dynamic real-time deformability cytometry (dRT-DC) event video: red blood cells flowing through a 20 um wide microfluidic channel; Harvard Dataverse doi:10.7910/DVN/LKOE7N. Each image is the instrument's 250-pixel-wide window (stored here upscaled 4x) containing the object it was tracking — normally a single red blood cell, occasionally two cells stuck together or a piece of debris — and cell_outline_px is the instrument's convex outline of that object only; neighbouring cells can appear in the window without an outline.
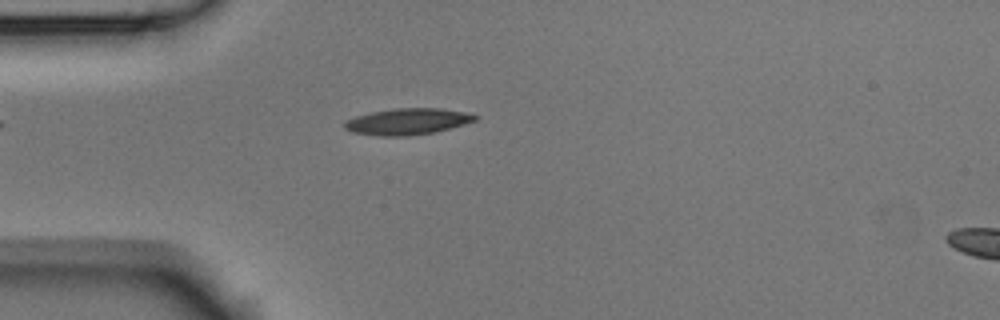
{"species": "Egyptian fruit bat (a non-hibernating species)", "species_latin": "Rousettus aegyptiacus", "temperature_condition": "room temperature", "stored_images_in_passage": 2, "segment_of_instrument_passage": [1, 2], "camera_frame_rate_fps": 3000, "um_per_image_px": 0.085, "animal": {"sex": "male"}, "frame": {"image": 1, "passage_image": 1, "time_ms": 0.0, "image_size_px": [1000, 320], "cell_outline_px": [[480, 116], [476, 120], [464, 124], [436, 132], [408, 136], [380, 136], [352, 132], [344, 128], [344, 120], [356, 116], [372, 112], [396, 108], [440, 108], [464, 112]], "centroid_in_image_um": [34.63, 10.33], "position_along_channel_um": 50.4, "area_um2": 20.06}}